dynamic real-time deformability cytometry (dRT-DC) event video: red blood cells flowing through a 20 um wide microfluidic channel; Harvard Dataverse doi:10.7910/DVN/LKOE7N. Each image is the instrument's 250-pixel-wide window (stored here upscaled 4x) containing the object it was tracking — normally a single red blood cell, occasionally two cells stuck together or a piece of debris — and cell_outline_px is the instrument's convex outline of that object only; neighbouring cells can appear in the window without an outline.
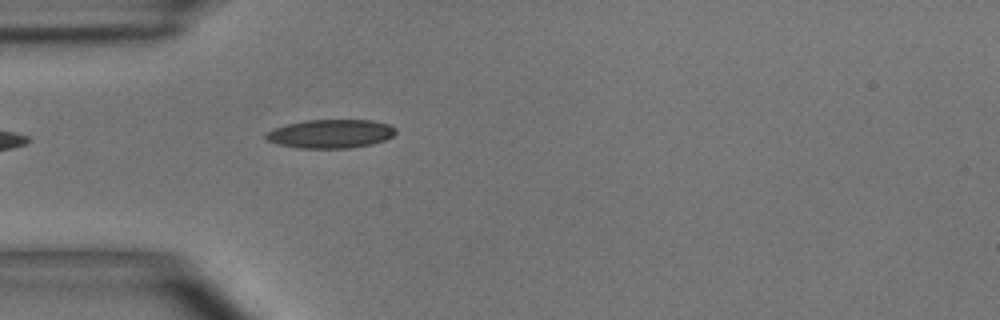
{"species": "common noctule bat (a hibernating species)", "species_latin": "Nyctalus noctula", "temperature_condition": "room temperature", "stored_images_in_passage": 3, "camera_frame_rate_fps": 3000, "um_per_image_px": 0.085, "animal": {"sex": "male", "body_mass_g": 15.6}, "frame": {"image": 1, "passage_image": 3, "time_ms": 2.333, "image_size_px": [1000, 320], "cell_outline_px": [[396, 132], [392, 136], [384, 140], [372, 144], [352, 148], [300, 148], [276, 144], [268, 140], [264, 136], [268, 132], [276, 128], [288, 124], [308, 120], [372, 120], [388, 124], [396, 128]], "centroid_in_image_um": [28.13, 11.37], "position_along_channel_um": 56.9, "area_um2": 21.56}}